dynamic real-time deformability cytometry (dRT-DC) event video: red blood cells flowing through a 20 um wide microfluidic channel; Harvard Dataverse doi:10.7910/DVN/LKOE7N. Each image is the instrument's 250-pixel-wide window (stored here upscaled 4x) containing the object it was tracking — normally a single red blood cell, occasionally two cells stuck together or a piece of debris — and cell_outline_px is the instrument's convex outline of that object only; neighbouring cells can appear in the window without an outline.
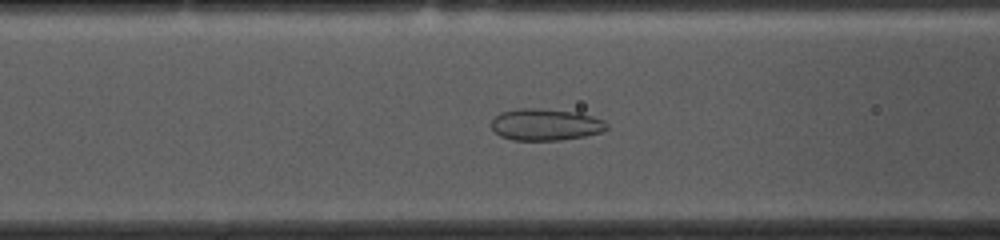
{"species": "common noctule bat (a hibernating species)", "species_latin": "Nyctalus noctula", "temperature_condition": "cold", "stored_images_in_passage": 53, "camera_frame_rate_fps": 3000, "um_per_image_px": 0.085, "animal": {"sex": "female", "body_mass_g": 10.0, "forearm_length_mm": 53.1}, "frame": {"image": 1, "passage_image": 19, "time_ms": 6.0, "image_size_px": [1000, 240], "cell_outline_px": [[608, 128], [600, 132], [584, 136], [560, 140], [512, 140], [500, 136], [492, 128], [492, 120], [500, 112], [520, 108], [536, 108], [576, 112], [592, 116], [604, 120], [608, 124]], "centroid_in_image_um": [46.37, 10.59], "position_along_channel_um": 120.2, "area_um2": 21.27}}
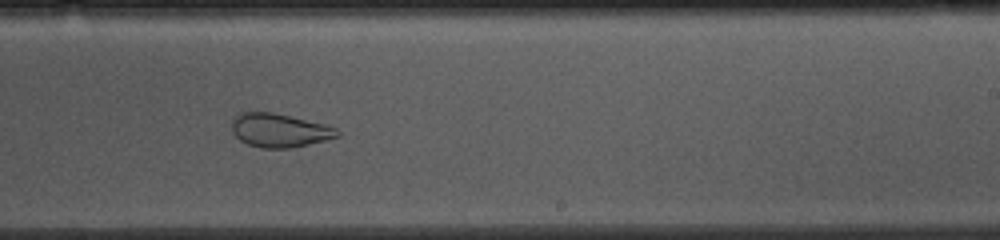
{"frame": {"image": 2, "passage_image": 31, "time_ms": 10.0, "image_size_px": [1000, 240], "cell_outline_px": [[340, 136], [292, 148], [260, 148], [248, 144], [240, 140], [232, 132], [232, 120], [240, 112], [272, 112], [324, 124], [336, 128], [340, 132]], "centroid_in_image_um": [23.74, 11.08], "position_along_channel_um": 265.3, "area_um2": 20.58}}
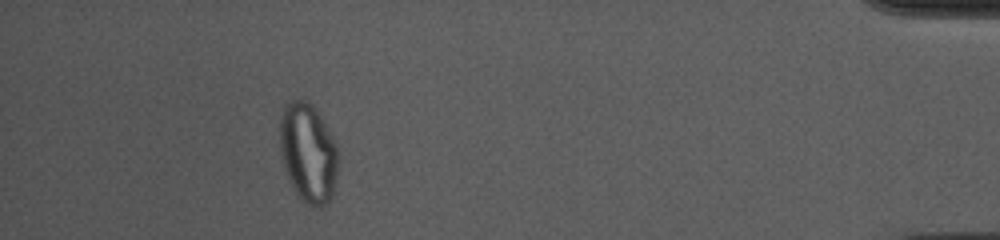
{"frame": {"image": 3, "passage_image": 48, "time_ms": 15.667, "image_size_px": [1000, 240], "cell_outline_px": [[340, 164], [332, 196], [324, 204], [316, 208], [308, 204], [296, 192], [284, 168], [280, 152], [280, 108], [288, 100], [300, 96], [308, 100], [316, 108], [328, 128], [336, 144], [340, 160]], "centroid_in_image_um": [26.2, 12.89], "position_along_channel_um": 409.0, "area_um2": 34.51}, "authors_computed_cell_mechanics": {"area_um2": 27.455, "velocity_mm_per_s": 3.637, "shape_relaxation_time_tau1_ms": null, "shape_relaxation_time_tau2_ms": 1.3456, "deformation_change_tau1": null, "deformation_change_tau2": 0.0681}}